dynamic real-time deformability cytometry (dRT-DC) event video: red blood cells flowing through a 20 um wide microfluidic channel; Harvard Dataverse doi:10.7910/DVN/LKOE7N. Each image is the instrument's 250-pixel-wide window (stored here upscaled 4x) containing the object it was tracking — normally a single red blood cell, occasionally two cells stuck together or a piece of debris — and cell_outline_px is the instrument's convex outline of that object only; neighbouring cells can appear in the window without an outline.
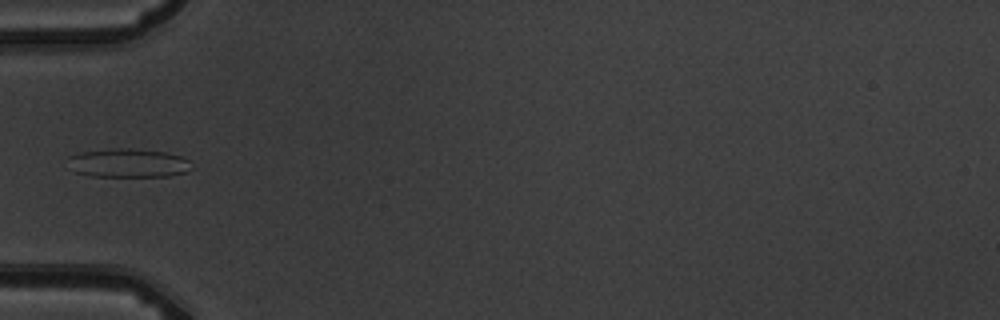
{"species": "common noctule bat (a hibernating species)", "species_latin": "Nyctalus noctula", "temperature_condition": "warm", "stored_images_in_passage": 9, "camera_frame_rate_fps": 3000, "um_per_image_px": 0.085, "animal": {"sex": "male", "body_mass_g": 19.5, "forearm_length_mm": 54.6}, "frame": {"image": 1, "passage_image": 6, "time_ms": 6.0, "image_size_px": [1000, 320], "cell_outline_px": [[192, 168], [184, 172], [168, 176], [92, 176], [76, 172], [68, 156], [80, 152], [116, 148], [132, 148], [164, 152], [180, 156], [192, 160]], "centroid_in_image_um": [10.97, 13.85], "position_along_channel_um": 74.0, "area_um2": 20.52}}
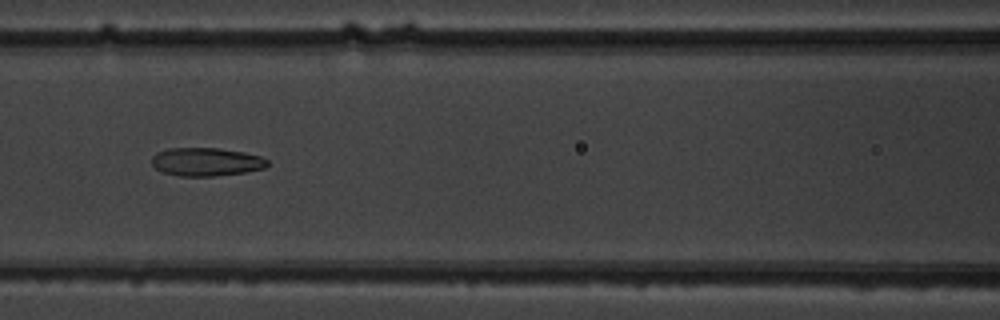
{"frame": {"image": 2, "passage_image": 8, "time_ms": 8.0, "image_size_px": [1000, 320], "cell_outline_px": [[268, 164], [264, 168], [244, 172], [216, 176], [180, 176], [164, 172], [156, 168], [152, 164], [152, 156], [156, 152], [168, 148], [216, 148], [244, 152], [260, 156], [268, 160]], "centroid_in_image_um": [17.52, 13.75], "position_along_channel_um": 149.1, "area_um2": 19.02}}
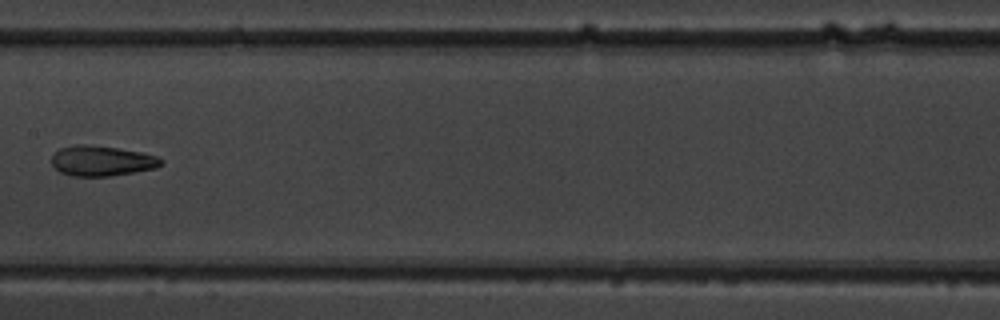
{"frame": {"image": 3, "passage_image": 9, "time_ms": 9.333, "image_size_px": [1000, 320], "cell_outline_px": [[164, 160], [156, 168], [108, 176], [72, 176], [60, 172], [52, 164], [52, 156], [60, 148], [76, 144], [88, 144], [116, 148], [140, 152], [156, 156]], "centroid_in_image_um": [8.62, 13.67], "position_along_channel_um": 198.8, "area_um2": 19.07}}